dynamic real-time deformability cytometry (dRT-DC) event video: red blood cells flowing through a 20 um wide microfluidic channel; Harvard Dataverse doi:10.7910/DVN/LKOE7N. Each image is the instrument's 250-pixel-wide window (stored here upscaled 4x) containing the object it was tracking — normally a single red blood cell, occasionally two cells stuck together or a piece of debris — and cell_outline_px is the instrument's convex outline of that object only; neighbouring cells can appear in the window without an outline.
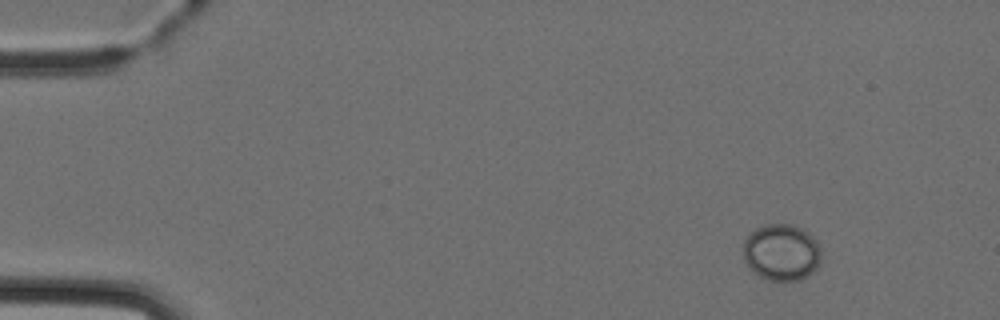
{"species": "Egyptian fruit bat (a non-hibernating species)", "species_latin": "Rousettus aegyptiacus", "temperature_condition": "cold", "stored_images_in_passage": 5, "camera_frame_rate_fps": 3000, "um_per_image_px": 0.085, "animal": {"sex": "female"}, "frame": {"image": 1, "passage_image": 1, "time_ms": 0.0, "image_size_px": [1000, 320], "cell_outline_px": [[820, 260], [816, 268], [812, 272], [796, 280], [772, 280], [760, 276], [744, 260], [744, 240], [756, 228], [764, 224], [792, 224], [804, 228], [816, 240], [820, 248]], "centroid_in_image_um": [66.44, 21.4], "position_along_channel_um": 18.6, "area_um2": 25.37}}
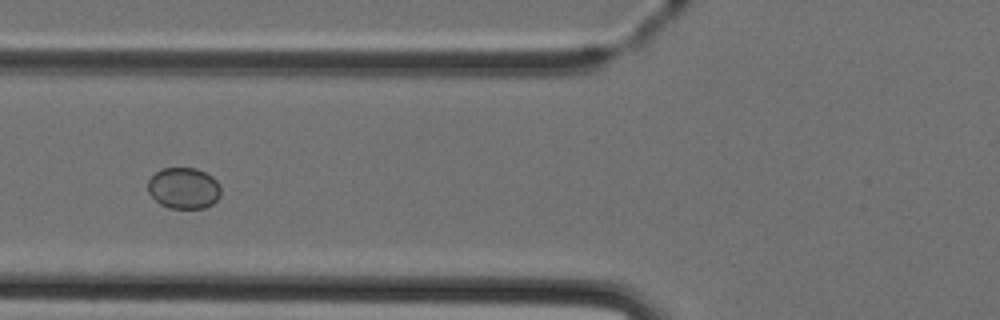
{"frame": {"image": 2, "passage_image": 5, "time_ms": 4.667, "image_size_px": [1000, 320], "cell_outline_px": [[220, 196], [212, 204], [204, 208], [168, 208], [160, 204], [148, 192], [148, 180], [160, 168], [196, 168], [212, 176], [220, 184]], "centroid_in_image_um": [15.62, 15.99], "position_along_channel_um": 110.2, "area_um2": 17.57}}